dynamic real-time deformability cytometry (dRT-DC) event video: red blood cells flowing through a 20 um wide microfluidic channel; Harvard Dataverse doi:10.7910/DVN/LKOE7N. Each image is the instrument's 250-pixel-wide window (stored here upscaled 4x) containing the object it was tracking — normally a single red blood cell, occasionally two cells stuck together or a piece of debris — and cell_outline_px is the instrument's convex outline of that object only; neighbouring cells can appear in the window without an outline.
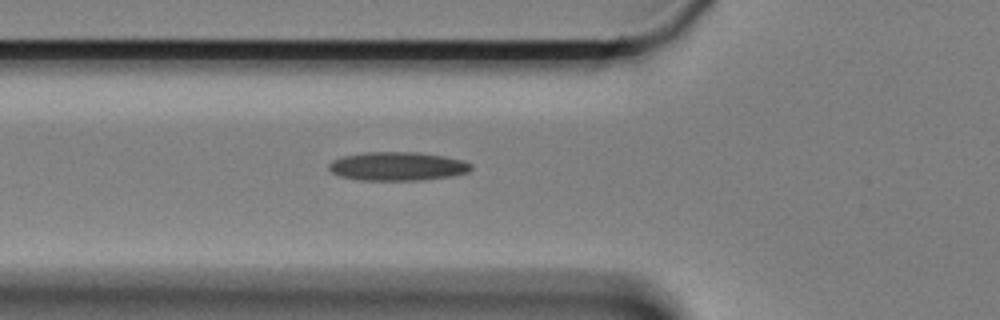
{"species": "Egyptian fruit bat (a non-hibernating species)", "species_latin": "Rousettus aegyptiacus", "temperature_condition": "cold", "stored_images_in_passage": 26, "camera_frame_rate_fps": 3000, "um_per_image_px": 0.085, "animal": {"sex": "female"}, "frame": {"image": 1, "passage_image": 10, "time_ms": 3.0, "image_size_px": [1000, 320], "cell_outline_px": [[472, 168], [468, 172], [452, 176], [420, 180], [360, 180], [340, 176], [332, 172], [328, 168], [328, 164], [332, 160], [344, 156], [368, 152], [416, 152], [444, 156], [464, 160], [472, 164]], "centroid_in_image_um": [33.8, 14.13], "position_along_channel_um": 92.0, "area_um2": 23.76}}
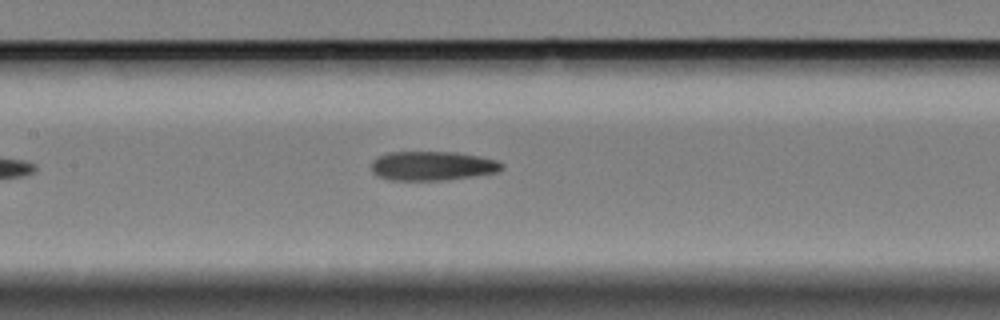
{"frame": {"image": 2, "passage_image": 17, "time_ms": 5.333, "image_size_px": [1000, 320], "cell_outline_px": [[504, 168], [496, 172], [448, 180], [388, 180], [372, 172], [372, 160], [376, 156], [388, 152], [456, 152], [480, 156], [496, 160], [504, 164]], "centroid_in_image_um": [36.74, 14.09], "position_along_channel_um": 170.7, "area_um2": 22.31}}
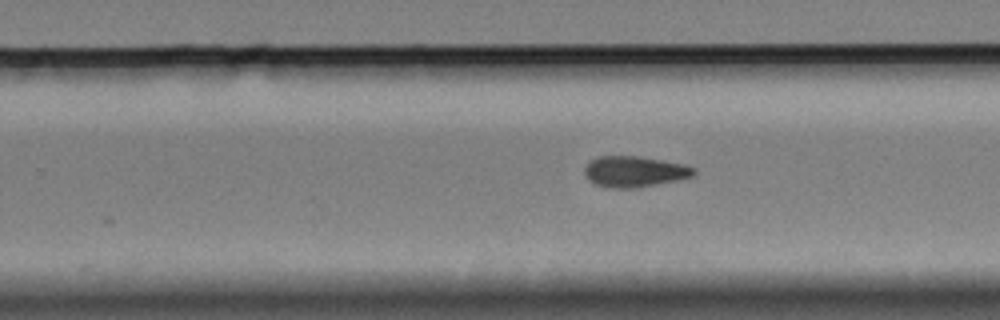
{"frame": {"image": 3, "passage_image": 23, "time_ms": 7.333, "image_size_px": [1000, 320], "cell_outline_px": [[696, 172], [692, 176], [676, 180], [636, 188], [608, 188], [596, 184], [588, 180], [584, 176], [584, 168], [592, 160], [600, 156], [640, 156], [684, 164], [696, 168]], "centroid_in_image_um": [53.92, 14.58], "position_along_channel_um": 275.9, "area_um2": 19.65}}